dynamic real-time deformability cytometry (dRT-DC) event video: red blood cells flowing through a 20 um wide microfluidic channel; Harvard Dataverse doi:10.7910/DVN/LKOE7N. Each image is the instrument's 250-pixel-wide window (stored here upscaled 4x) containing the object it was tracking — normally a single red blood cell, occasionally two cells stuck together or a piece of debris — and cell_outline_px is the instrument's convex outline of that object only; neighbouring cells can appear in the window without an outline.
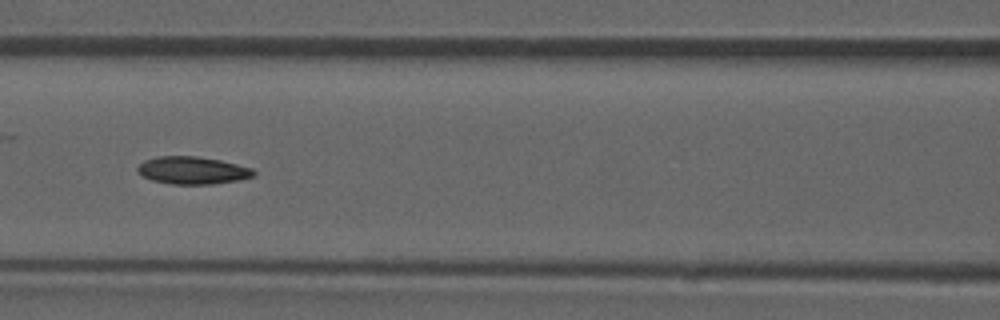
{"species": "common noctule bat (a hibernating species)", "species_latin": "Nyctalus noctula", "temperature_condition": "room temperature", "stored_images_in_passage": 51, "camera_frame_rate_fps": 3000, "um_per_image_px": 0.085, "animal": {"sex": "male", "forearm_length_mm": 52.5}, "frame": {"image": 1, "passage_image": 22, "time_ms": 7.0, "image_size_px": [1000, 320], "cell_outline_px": [[256, 172], [252, 176], [236, 180], [212, 184], [172, 184], [152, 180], [136, 172], [136, 168], [144, 160], [156, 156], [196, 156], [220, 160], [252, 168]], "centroid_in_image_um": [16.31, 14.47], "position_along_channel_um": 150.3, "area_um2": 18.5}, "authors_computed_cell_mechanics": {"area_um2": 18.496, "velocity_mm_per_s": 3.9043, "shape_relaxation_time_tau1_ms": null, "shape_relaxation_time_tau2_ms": 4.7704, "deformation_change_tau1": null, "deformation_change_tau2": 0.0982}}